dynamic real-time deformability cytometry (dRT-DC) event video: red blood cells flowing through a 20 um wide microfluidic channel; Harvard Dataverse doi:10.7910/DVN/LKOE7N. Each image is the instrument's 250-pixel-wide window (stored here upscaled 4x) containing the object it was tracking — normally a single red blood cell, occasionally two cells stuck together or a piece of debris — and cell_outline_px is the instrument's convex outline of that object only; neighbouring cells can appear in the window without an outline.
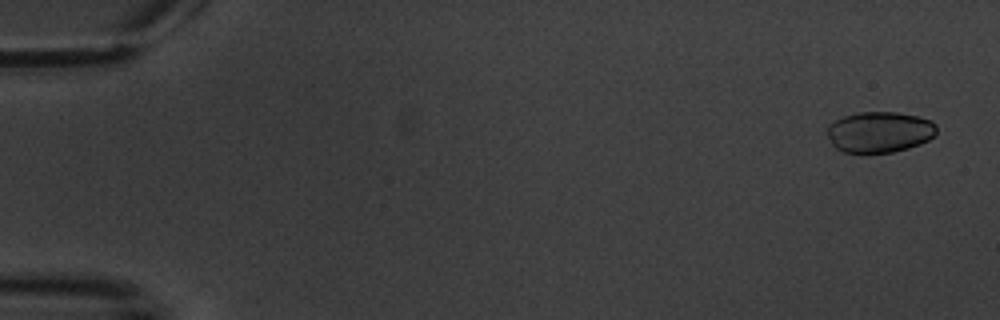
{"species": "common noctule bat (a hibernating species)", "species_latin": "Nyctalus noctula", "temperature_condition": "warm", "stored_images_in_passage": 6, "camera_frame_rate_fps": 3000, "um_per_image_px": 0.085, "animal": {"sex": "male", "body_mass_g": 20.1, "forearm_length_mm": 53.5}, "frame": {"image": 1, "passage_image": 1, "time_ms": 0.0, "image_size_px": [1000, 320], "cell_outline_px": [[936, 136], [920, 144], [908, 148], [892, 152], [844, 152], [836, 148], [832, 144], [828, 136], [828, 124], [844, 116], [860, 112], [896, 112], [916, 116], [932, 120], [936, 124]], "centroid_in_image_um": [74.78, 11.21], "position_along_channel_um": 10.2, "area_um2": 26.01}}